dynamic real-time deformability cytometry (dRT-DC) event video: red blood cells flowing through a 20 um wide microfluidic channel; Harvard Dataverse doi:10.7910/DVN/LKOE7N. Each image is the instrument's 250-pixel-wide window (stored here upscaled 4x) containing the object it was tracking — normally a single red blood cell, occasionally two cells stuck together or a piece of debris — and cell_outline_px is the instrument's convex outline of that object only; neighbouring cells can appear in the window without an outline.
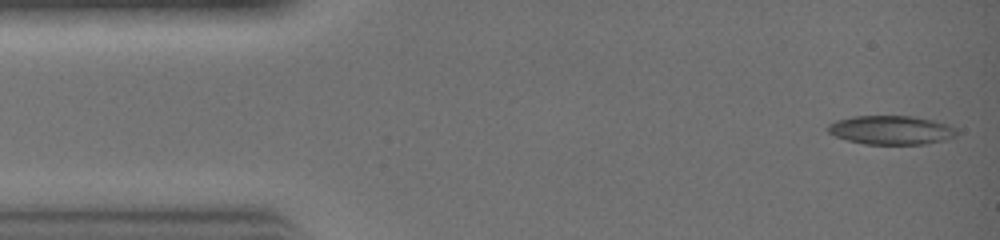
{"species": "common noctule bat (a hibernating species)", "species_latin": "Nyctalus noctula", "temperature_condition": "warm", "stored_images_in_passage": 8, "camera_frame_rate_fps": 3000, "um_per_image_px": 0.085, "animal": {"sex": "female", "body_mass_g": 19.0, "forearm_length_mm": 51.5}, "frame": {"image": 1, "passage_image": 1, "time_ms": 0.0, "image_size_px": [1000, 240], "cell_outline_px": [[960, 132], [956, 136], [944, 140], [924, 144], [864, 144], [848, 140], [836, 136], [828, 132], [828, 124], [836, 120], [856, 116], [912, 116], [932, 120], [948, 124]], "centroid_in_image_um": [75.77, 11.05], "position_along_channel_um": 9.2, "area_um2": 21.62}}
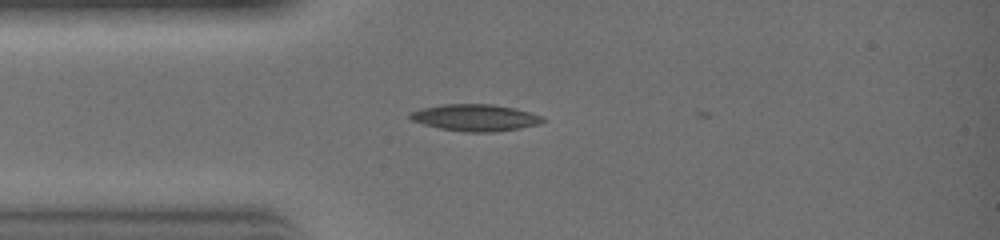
{"frame": {"image": 2, "passage_image": 7, "time_ms": 2.0, "image_size_px": [1000, 240], "cell_outline_px": [[544, 120], [540, 124], [520, 128], [492, 132], [464, 132], [440, 128], [424, 124], [412, 120], [408, 116], [412, 112], [424, 108], [444, 104], [492, 104], [516, 108], [540, 116]], "centroid_in_image_um": [40.41, 10.0], "position_along_channel_um": 44.6, "area_um2": 20.4}}